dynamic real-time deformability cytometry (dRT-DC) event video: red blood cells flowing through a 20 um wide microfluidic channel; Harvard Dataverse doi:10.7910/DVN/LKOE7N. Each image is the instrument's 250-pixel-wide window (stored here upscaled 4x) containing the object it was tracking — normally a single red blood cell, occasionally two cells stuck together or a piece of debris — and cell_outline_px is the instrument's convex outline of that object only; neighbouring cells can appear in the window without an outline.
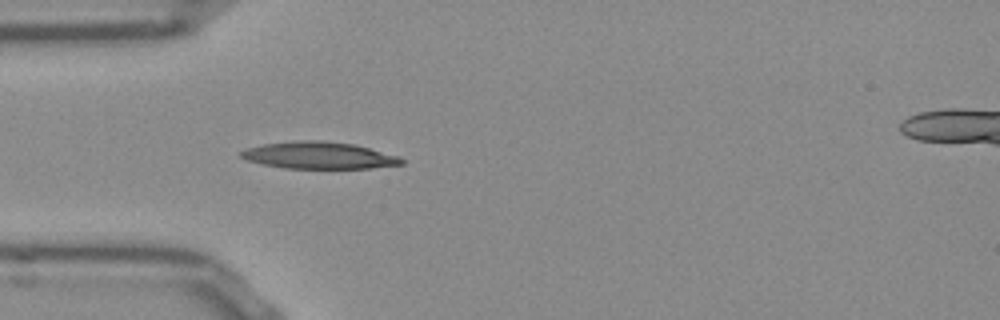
{"species": "Egyptian fruit bat (a non-hibernating species)", "species_latin": "Rousettus aegyptiacus", "temperature_condition": "room temperature", "stored_images_in_passage": 38, "camera_frame_rate_fps": 3000, "um_per_image_px": 0.085, "frame": {"image": 1, "passage_image": 1, "time_ms": 0.0, "image_size_px": [1000, 320], "cell_outline_px": [[404, 164], [372, 168], [284, 168], [264, 164], [248, 160], [240, 156], [240, 152], [248, 148], [264, 144], [292, 140], [324, 140], [356, 144], [400, 156], [404, 160]], "centroid_in_image_um": [27.17, 13.19], "position_along_channel_um": 57.8, "area_um2": 25.32}}
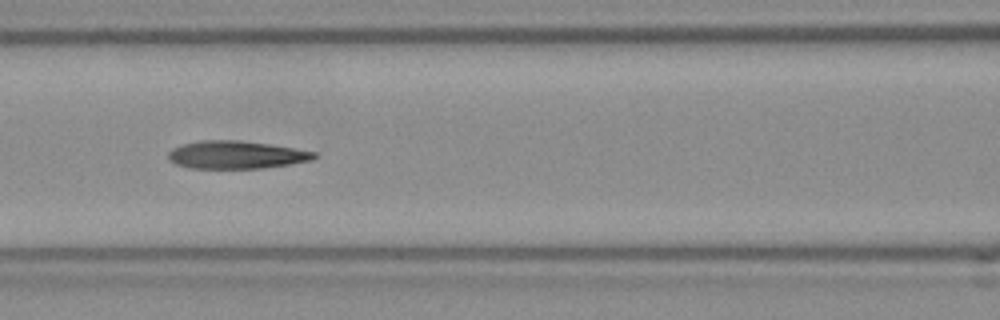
{"frame": {"image": 2, "passage_image": 8, "time_ms": 2.333, "image_size_px": [1000, 320], "cell_outline_px": [[320, 156], [312, 160], [264, 168], [192, 168], [176, 164], [168, 160], [168, 152], [172, 148], [180, 144], [200, 140], [240, 140], [268, 144], [316, 152]], "centroid_in_image_um": [20.05, 13.15], "position_along_channel_um": 146.6, "area_um2": 23.7}}
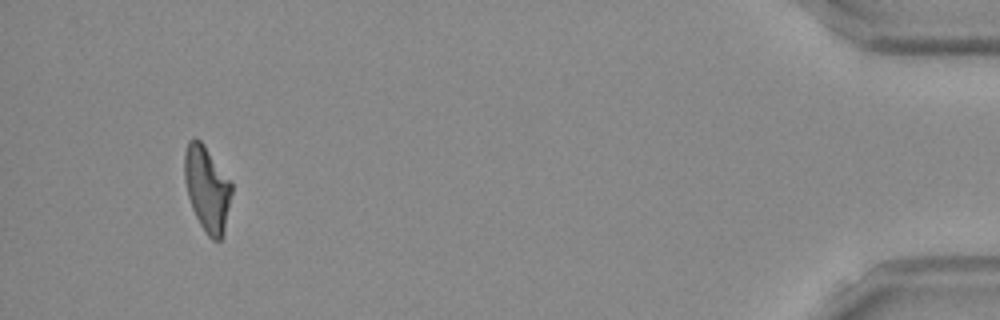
{"frame": {"image": 3, "passage_image": 35, "time_ms": 11.333, "image_size_px": [1000, 320], "cell_outline_px": [[232, 192], [224, 232], [220, 240], [212, 240], [204, 232], [192, 208], [188, 196], [184, 176], [184, 156], [188, 140], [192, 136], [200, 140], [204, 144], [232, 184]], "centroid_in_image_um": [17.59, 16.03], "position_along_channel_um": 417.6, "area_um2": 23.35}, "authors_computed_cell_mechanics": {"area_um2": 23.9292, "velocity_mm_per_s": 3.8705, "shape_relaxation_time_tau1_ms": null, "shape_relaxation_time_tau2_ms": 4.5558, "deformation_change_tau1": null, "deformation_change_tau2": 0.1526}}